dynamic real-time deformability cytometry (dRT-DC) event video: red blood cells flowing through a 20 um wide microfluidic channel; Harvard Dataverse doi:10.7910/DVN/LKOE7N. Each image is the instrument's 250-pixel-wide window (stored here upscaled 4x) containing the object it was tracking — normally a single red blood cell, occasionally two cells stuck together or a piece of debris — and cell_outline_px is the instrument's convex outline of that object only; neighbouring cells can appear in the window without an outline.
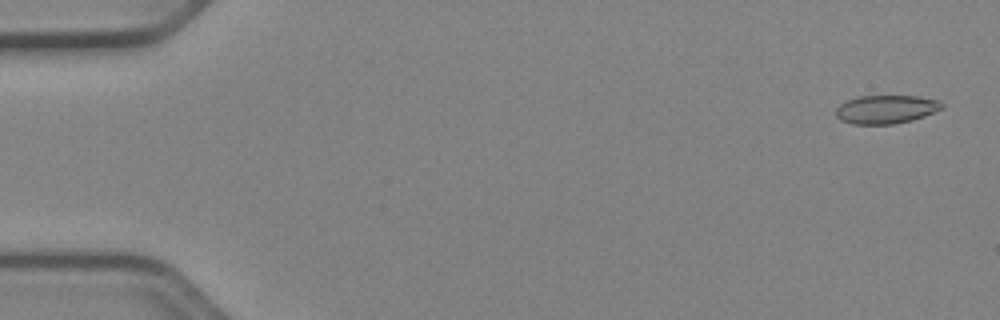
{"species": "Egyptian fruit bat (a non-hibernating species)", "species_latin": "Rousettus aegyptiacus", "temperature_condition": "cold", "stored_images_in_passage": 52, "camera_frame_rate_fps": 3000, "um_per_image_px": 0.085, "animal": {"sex": "female"}, "frame": {"image": 1, "passage_image": 2, "time_ms": 0.333, "image_size_px": [1000, 320], "cell_outline_px": [[944, 108], [924, 116], [912, 120], [892, 124], [852, 124], [840, 120], [836, 116], [836, 108], [840, 104], [848, 100], [860, 96], [916, 96], [940, 100], [944, 104]], "centroid_in_image_um": [75.33, 9.29], "position_along_channel_um": 9.7, "area_um2": 17.63}}
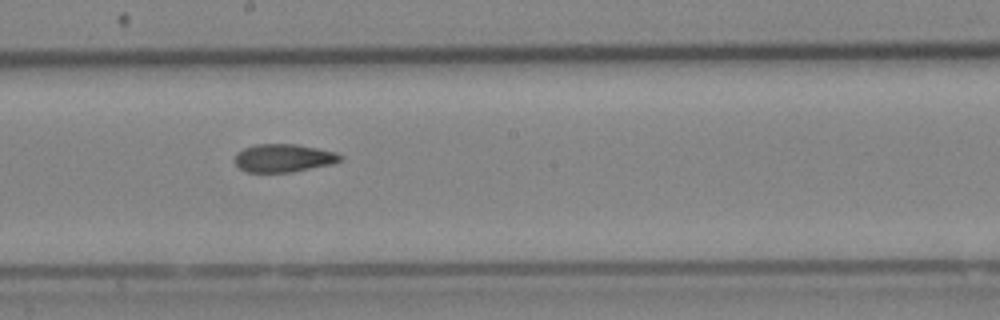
{"frame": {"image": 2, "passage_image": 29, "time_ms": 9.333, "image_size_px": [1000, 320], "cell_outline_px": [[344, 160], [332, 164], [292, 172], [248, 172], [240, 168], [236, 164], [236, 152], [244, 148], [256, 144], [296, 144], [336, 152], [344, 156]], "centroid_in_image_um": [24.15, 13.43], "position_along_channel_um": 224.1, "area_um2": 17.28}}
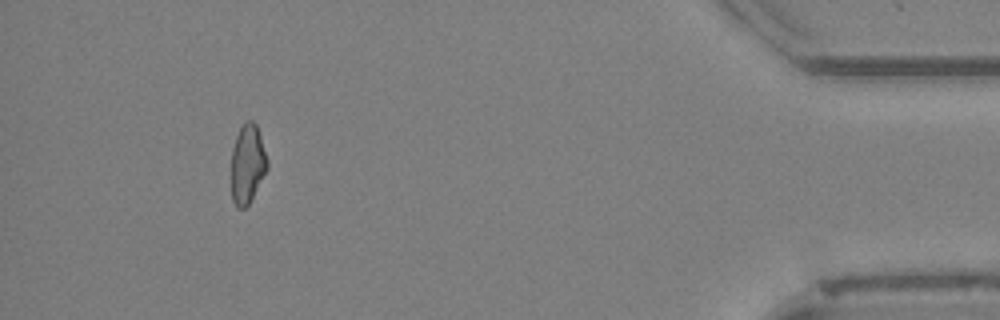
{"frame": {"image": 3, "passage_image": 48, "time_ms": 15.667, "image_size_px": [1000, 320], "cell_outline_px": [[268, 168], [248, 204], [244, 208], [236, 208], [232, 200], [232, 148], [236, 136], [244, 120], [252, 120], [256, 124], [268, 160]], "centroid_in_image_um": [21.03, 13.91], "position_along_channel_um": 414.2, "area_um2": 16.47}, "authors_computed_cell_mechanics": {"area_um2": 17.7446, "velocity_mm_per_s": 3.9803, "shape_relaxation_time_tau1_ms": null, "shape_relaxation_time_tau2_ms": 4.3688, "deformation_change_tau1": null, "deformation_change_tau2": 0.0895}}